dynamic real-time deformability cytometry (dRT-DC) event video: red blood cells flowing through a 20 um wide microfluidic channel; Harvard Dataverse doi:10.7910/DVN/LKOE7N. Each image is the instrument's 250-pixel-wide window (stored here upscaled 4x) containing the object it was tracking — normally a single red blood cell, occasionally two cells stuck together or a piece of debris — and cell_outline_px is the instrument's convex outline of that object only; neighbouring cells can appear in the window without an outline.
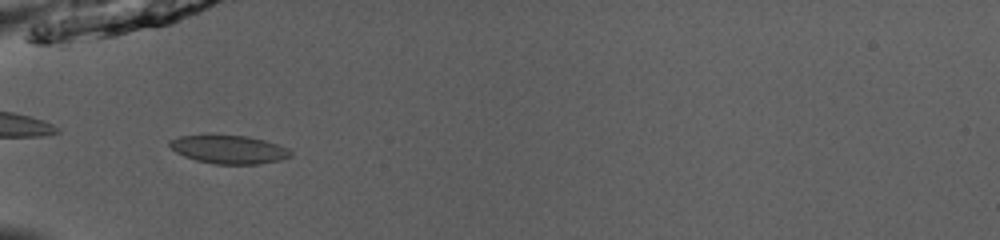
{"species": "common noctule bat (a hibernating species)", "species_latin": "Nyctalus noctula", "temperature_condition": "room temperature", "stored_images_in_passage": 52, "camera_frame_rate_fps": 3000, "um_per_image_px": 0.085, "animal": {"sex": "male", "body_mass_g": 13.0, "forearm_length_mm": 53.1}, "frame": {"image": 1, "passage_image": 19, "time_ms": 6.0, "image_size_px": [1000, 240], "cell_outline_px": [[292, 156], [280, 160], [260, 164], [216, 164], [196, 160], [184, 156], [176, 152], [168, 144], [168, 140], [180, 136], [212, 132], [248, 136], [264, 140], [288, 148], [292, 152]], "centroid_in_image_um": [19.41, 12.66], "position_along_channel_um": 65.6, "area_um2": 20.75}}
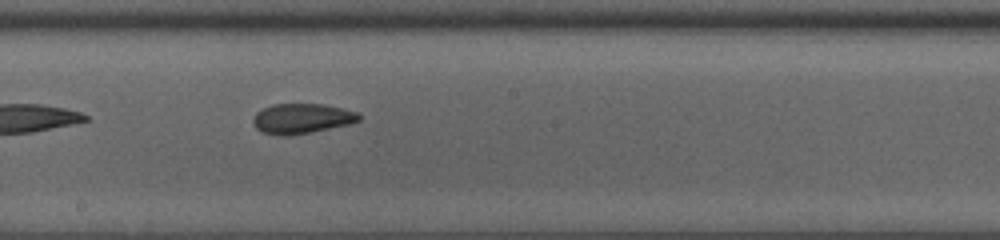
{"frame": {"image": 2, "passage_image": 31, "time_ms": 10.0, "image_size_px": [1000, 240], "cell_outline_px": [[360, 120], [352, 124], [288, 136], [280, 136], [260, 132], [256, 128], [252, 120], [256, 112], [272, 104], [324, 104], [344, 108], [360, 112]], "centroid_in_image_um": [25.68, 10.07], "position_along_channel_um": 222.5, "area_um2": 18.79}}
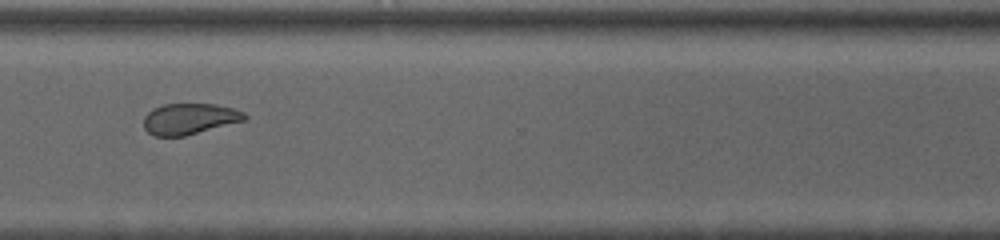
{"frame": {"image": 3, "passage_image": 41, "time_ms": 13.333, "image_size_px": [1000, 240], "cell_outline_px": [[248, 116], [244, 120], [184, 136], [152, 136], [144, 128], [144, 116], [152, 108], [164, 104], [216, 104], [232, 108], [244, 112]], "centroid_in_image_um": [16.07, 10.09], "position_along_channel_um": 354.5, "area_um2": 18.15}, "authors_computed_cell_mechanics": {"area_um2": 19.8543, "velocity_mm_per_s": 3.9783, "shape_relaxation_time_tau1_ms": 10.5722, "shape_relaxation_time_tau2_ms": 3.6712, "deformation_change_tau1": 0.1606, "deformation_change_tau2": 0.084}}